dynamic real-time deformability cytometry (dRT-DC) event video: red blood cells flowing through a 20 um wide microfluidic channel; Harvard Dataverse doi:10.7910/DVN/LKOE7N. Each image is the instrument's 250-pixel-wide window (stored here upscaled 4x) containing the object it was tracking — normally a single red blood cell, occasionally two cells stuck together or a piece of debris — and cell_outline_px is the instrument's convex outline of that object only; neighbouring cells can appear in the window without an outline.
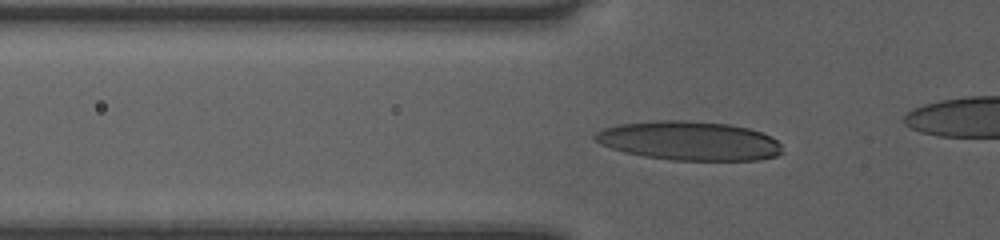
{"species": "human", "species_latin": "Homo sapiens", "temperature_condition": "room temperature", "stored_images_in_passage": 44, "camera_frame_rate_fps": 3000, "um_per_image_px": 0.085, "donor": {"sex": "female"}, "frame": {"image": 1, "passage_image": 19, "time_ms": 6.0, "image_size_px": [1000, 240], "cell_outline_px": [[784, 152], [776, 156], [760, 160], [672, 160], [644, 156], [624, 152], [600, 144], [592, 140], [592, 136], [596, 132], [604, 128], [620, 124], [660, 120], [688, 120], [728, 124], [748, 128], [760, 132], [776, 140], [780, 144]], "centroid_in_image_um": [58.56, 11.97], "position_along_channel_um": 67.2, "area_um2": 42.66}}
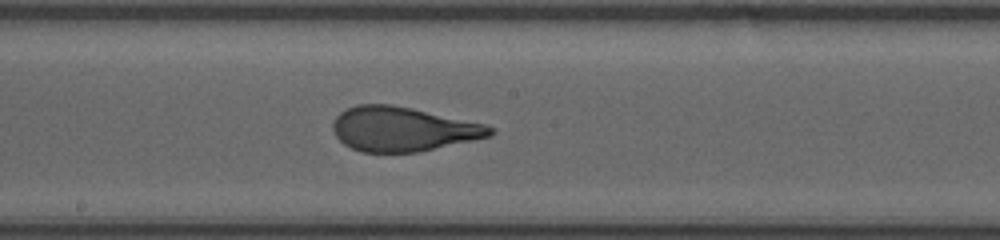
{"frame": {"image": 2, "passage_image": 30, "time_ms": 9.667, "image_size_px": [1000, 240], "cell_outline_px": [[496, 132], [492, 136], [420, 152], [360, 152], [344, 144], [332, 132], [332, 124], [336, 116], [340, 112], [356, 104], [392, 104], [412, 108], [488, 124]], "centroid_in_image_um": [34.26, 10.97], "position_along_channel_um": 213.9, "area_um2": 41.04}}
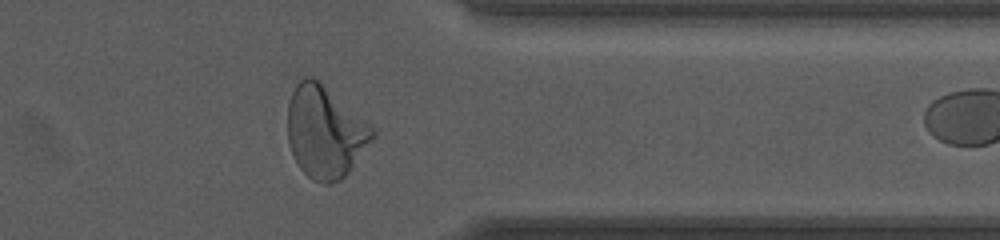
{"frame": {"image": 3, "passage_image": 43, "time_ms": 14.0, "image_size_px": [1000, 240], "cell_outline_px": [[376, 136], [348, 172], [340, 180], [328, 184], [320, 184], [312, 180], [300, 168], [288, 144], [288, 104], [292, 92], [296, 84], [304, 76], [312, 76], [320, 80], [376, 128]], "centroid_in_image_um": [27.65, 11.19], "position_along_channel_um": 383.8, "area_um2": 45.89}}